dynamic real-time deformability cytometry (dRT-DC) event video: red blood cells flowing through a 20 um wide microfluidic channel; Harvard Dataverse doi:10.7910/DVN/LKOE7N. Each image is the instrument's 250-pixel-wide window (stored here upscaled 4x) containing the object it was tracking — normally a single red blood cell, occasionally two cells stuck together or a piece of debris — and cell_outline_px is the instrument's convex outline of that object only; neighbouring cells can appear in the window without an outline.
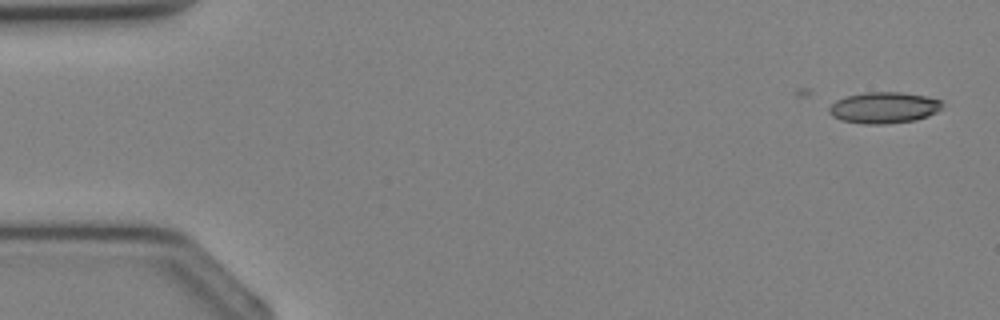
{"species": "Egyptian fruit bat (a non-hibernating species)", "species_latin": "Rousettus aegyptiacus", "temperature_condition": "cold", "stored_images_in_passage": 10, "camera_frame_rate_fps": 3000, "um_per_image_px": 0.085, "animal": {"sex": "female"}, "frame": {"image": 1, "passage_image": 1, "time_ms": 0.0, "image_size_px": [1000, 320], "cell_outline_px": [[944, 104], [936, 112], [928, 116], [916, 120], [884, 124], [864, 124], [840, 120], [832, 116], [828, 112], [828, 108], [836, 100], [848, 96], [864, 92], [900, 92], [924, 96], [940, 100]], "centroid_in_image_um": [75.11, 9.16], "position_along_channel_um": 9.9, "area_um2": 20.58}}
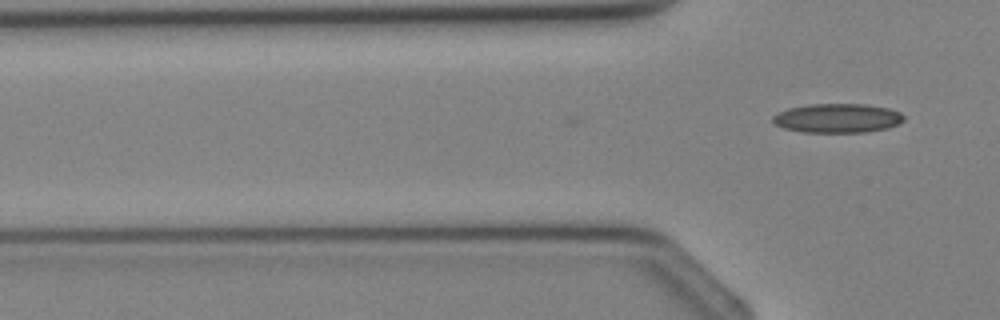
{"frame": {"image": 2, "passage_image": 10, "time_ms": 3.0, "image_size_px": [1000, 320], "cell_outline_px": [[904, 120], [888, 128], [868, 132], [800, 132], [784, 128], [776, 124], [772, 120], [772, 116], [788, 108], [808, 104], [864, 104], [888, 108], [900, 112], [904, 116]], "centroid_in_image_um": [71.18, 10.04], "position_along_channel_um": 54.6, "area_um2": 22.25}}